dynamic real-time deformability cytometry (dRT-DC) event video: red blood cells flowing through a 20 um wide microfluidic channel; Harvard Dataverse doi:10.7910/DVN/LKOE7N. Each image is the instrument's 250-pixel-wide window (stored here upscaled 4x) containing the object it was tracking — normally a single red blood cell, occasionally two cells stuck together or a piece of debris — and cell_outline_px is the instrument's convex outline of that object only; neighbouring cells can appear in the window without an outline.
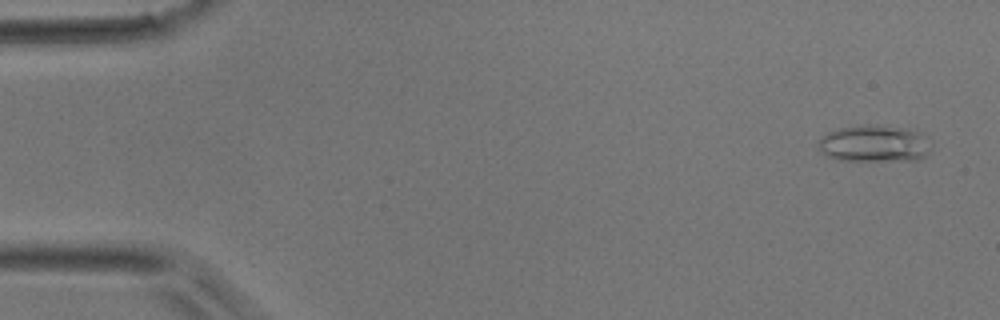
{"species": "common noctule bat (a hibernating species)", "species_latin": "Nyctalus noctula", "temperature_condition": "room temperature", "stored_images_in_passage": 47, "camera_frame_rate_fps": 3000, "um_per_image_px": 0.085, "animal": {"sex": "male", "body_mass_g": 17.9}, "frame": {"image": 1, "passage_image": 2, "time_ms": 0.333, "image_size_px": [1000, 320], "cell_outline_px": [[928, 152], [924, 156], [916, 160], [840, 160], [828, 156], [820, 152], [820, 140], [828, 132], [840, 128], [864, 124], [876, 124], [908, 128], [920, 132], [924, 136]], "centroid_in_image_um": [74.29, 12.19], "position_along_channel_um": 10.7, "area_um2": 23.87}}
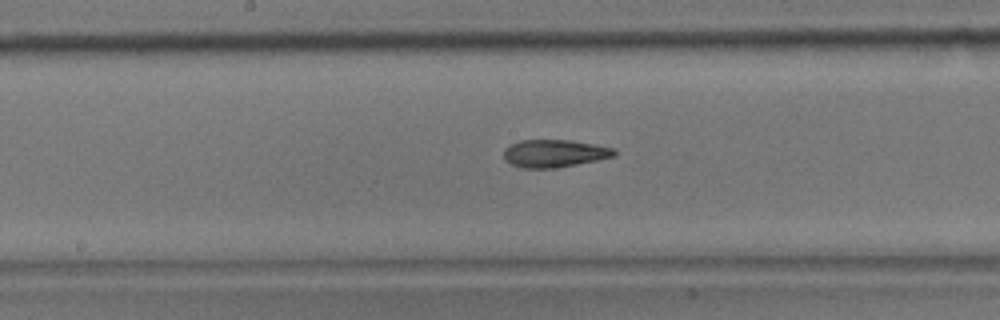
{"frame": {"image": 2, "passage_image": 24, "time_ms": 7.667, "image_size_px": [1000, 320], "cell_outline_px": [[616, 156], [556, 168], [520, 168], [504, 160], [504, 148], [520, 140], [568, 140], [616, 148]], "centroid_in_image_um": [47.11, 13.04], "position_along_channel_um": 201.1, "area_um2": 17.74}}
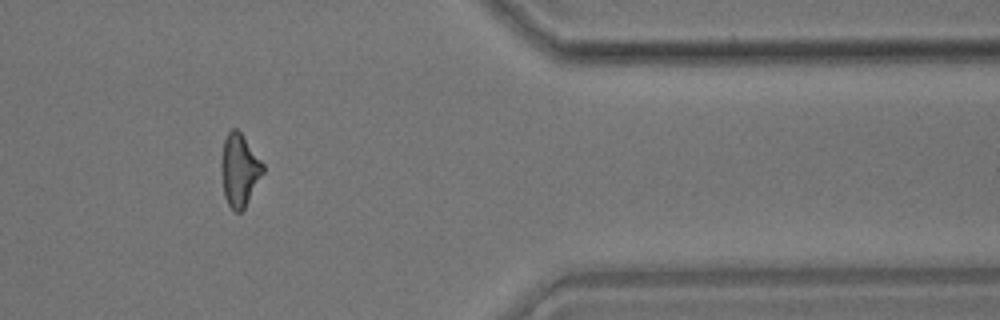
{"frame": {"image": 3, "passage_image": 39, "time_ms": 12.667, "image_size_px": [1000, 320], "cell_outline_px": [[264, 172], [244, 208], [240, 212], [236, 212], [228, 204], [224, 196], [220, 164], [224, 140], [228, 132], [232, 128], [236, 128], [240, 132], [264, 164]], "centroid_in_image_um": [20.34, 14.45], "position_along_channel_um": 391.1, "area_um2": 17.46}}